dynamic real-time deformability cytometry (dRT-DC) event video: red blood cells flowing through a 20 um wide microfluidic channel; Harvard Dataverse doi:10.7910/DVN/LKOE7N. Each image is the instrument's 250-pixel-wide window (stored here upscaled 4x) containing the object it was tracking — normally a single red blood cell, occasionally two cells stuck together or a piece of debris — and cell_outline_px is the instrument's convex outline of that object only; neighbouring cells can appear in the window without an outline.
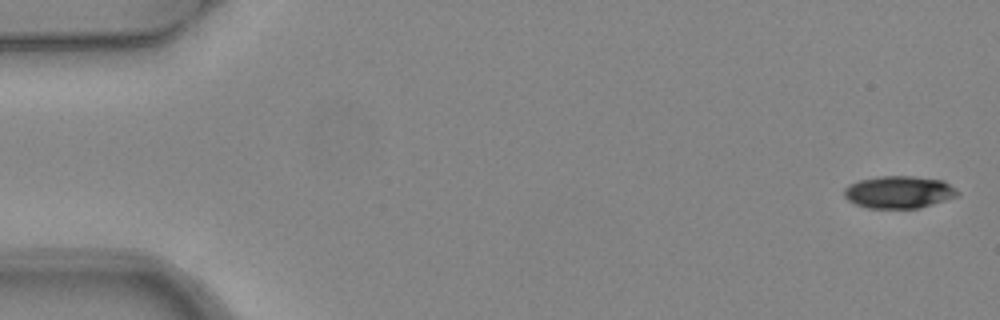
{"species": "common noctule bat (a hibernating species)", "species_latin": "Nyctalus noctula", "temperature_condition": "warm", "stored_images_in_passage": 5, "camera_frame_rate_fps": 3000, "um_per_image_px": 0.085, "animal": {"sex": "female", "body_mass_g": 24.6, "forearm_length_mm": 56.2}, "frame": {"image": 1, "passage_image": 1, "time_ms": 0.0, "image_size_px": [1000, 320], "cell_outline_px": [[960, 196], [920, 208], [868, 208], [856, 204], [848, 200], [844, 196], [844, 188], [848, 184], [860, 180], [880, 176], [912, 176], [944, 180], [956, 188], [960, 192]], "centroid_in_image_um": [76.45, 16.33], "position_along_channel_um": 8.5, "area_um2": 21.62}}
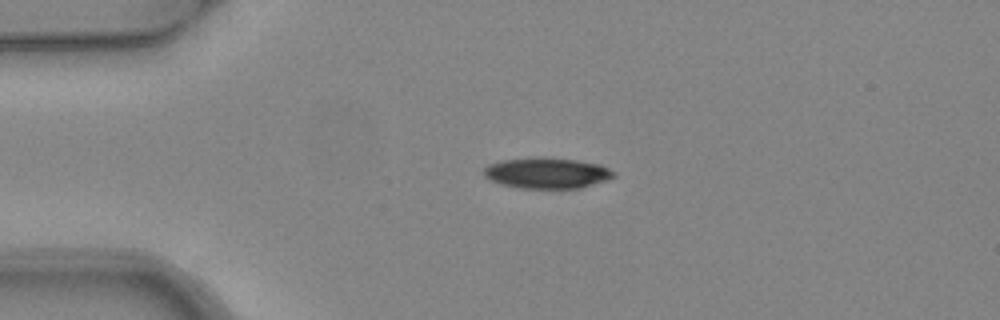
{"frame": {"image": 2, "passage_image": 4, "time_ms": 1.0, "image_size_px": [1000, 320], "cell_outline_px": [[616, 176], [580, 188], [520, 188], [500, 184], [484, 176], [484, 168], [488, 164], [500, 160], [536, 156], [544, 156], [576, 160], [600, 164], [616, 172]], "centroid_in_image_um": [46.47, 14.68], "position_along_channel_um": 38.5, "area_um2": 23.52}}